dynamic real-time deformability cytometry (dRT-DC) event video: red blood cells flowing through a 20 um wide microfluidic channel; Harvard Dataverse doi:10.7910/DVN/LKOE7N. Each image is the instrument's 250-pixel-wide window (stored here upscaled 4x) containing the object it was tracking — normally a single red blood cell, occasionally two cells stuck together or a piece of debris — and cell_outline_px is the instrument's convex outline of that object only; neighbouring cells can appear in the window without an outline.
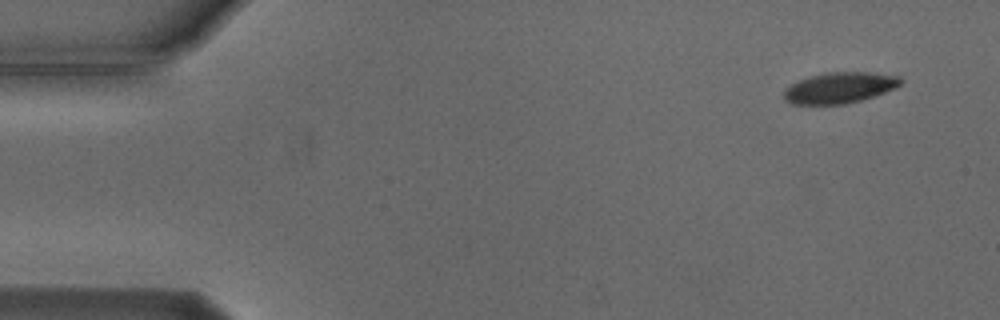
{"species": "Egyptian fruit bat (a non-hibernating species)", "species_latin": "Rousettus aegyptiacus", "temperature_condition": "cold", "stored_images_in_passage": 5, "camera_frame_rate_fps": 3000, "um_per_image_px": 0.085, "animal": {"sex": "male"}, "frame": {"image": 1, "passage_image": 1, "time_ms": 0.0, "image_size_px": [1000, 320], "cell_outline_px": [[904, 80], [900, 84], [884, 92], [860, 100], [844, 104], [792, 104], [784, 100], [784, 88], [808, 76], [828, 72], [868, 72], [900, 76]], "centroid_in_image_um": [71.33, 7.45], "position_along_channel_um": 13.7, "area_um2": 20.87}}
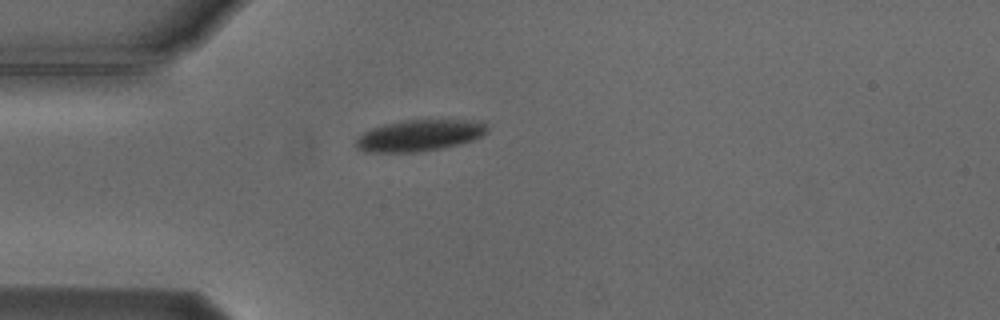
{"frame": {"image": 2, "passage_image": 4, "time_ms": 3.667, "image_size_px": [1000, 320], "cell_outline_px": [[488, 132], [472, 140], [460, 144], [444, 148], [416, 152], [364, 152], [356, 148], [356, 140], [364, 132], [372, 128], [384, 124], [404, 120], [484, 120], [488, 128]], "centroid_in_image_um": [35.69, 11.51], "position_along_channel_um": 49.3, "area_um2": 24.16}}